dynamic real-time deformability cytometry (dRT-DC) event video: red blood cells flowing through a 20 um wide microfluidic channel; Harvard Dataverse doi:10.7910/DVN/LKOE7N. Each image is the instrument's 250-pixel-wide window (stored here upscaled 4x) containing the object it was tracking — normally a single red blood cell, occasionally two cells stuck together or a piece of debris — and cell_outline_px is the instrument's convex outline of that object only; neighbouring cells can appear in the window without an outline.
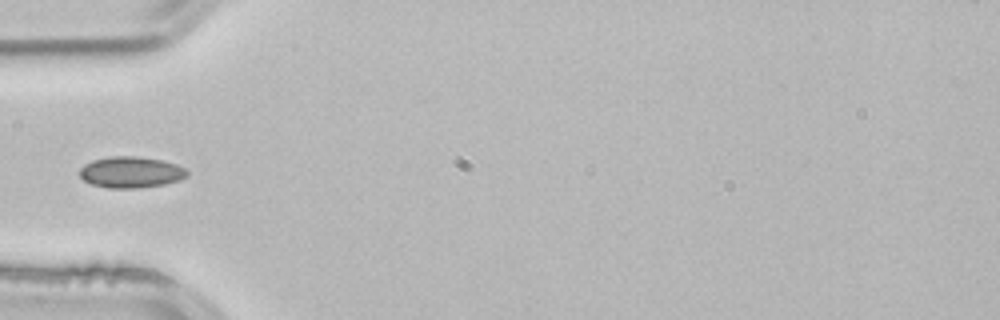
{"species": "common noctule bat (a hibernating species)", "species_latin": "Nyctalus noctula", "temperature_condition": "room temperature", "stored_images_in_passage": 2, "camera_frame_rate_fps": 3000, "um_per_image_px": 0.085, "animal": {"sex": "male", "body_mass_g": 21.5, "forearm_length_mm": 52.0}, "frame": {"image": 1, "passage_image": 2, "time_ms": 0.333, "image_size_px": [1000, 320], "cell_outline_px": [[188, 176], [180, 180], [164, 184], [136, 188], [108, 188], [92, 184], [84, 180], [80, 176], [80, 168], [84, 164], [92, 160], [108, 156], [136, 156], [160, 160], [176, 164], [184, 168], [188, 172]], "centroid_in_image_um": [11.11, 14.63], "position_along_channel_um": 73.9, "area_um2": 19.54}}